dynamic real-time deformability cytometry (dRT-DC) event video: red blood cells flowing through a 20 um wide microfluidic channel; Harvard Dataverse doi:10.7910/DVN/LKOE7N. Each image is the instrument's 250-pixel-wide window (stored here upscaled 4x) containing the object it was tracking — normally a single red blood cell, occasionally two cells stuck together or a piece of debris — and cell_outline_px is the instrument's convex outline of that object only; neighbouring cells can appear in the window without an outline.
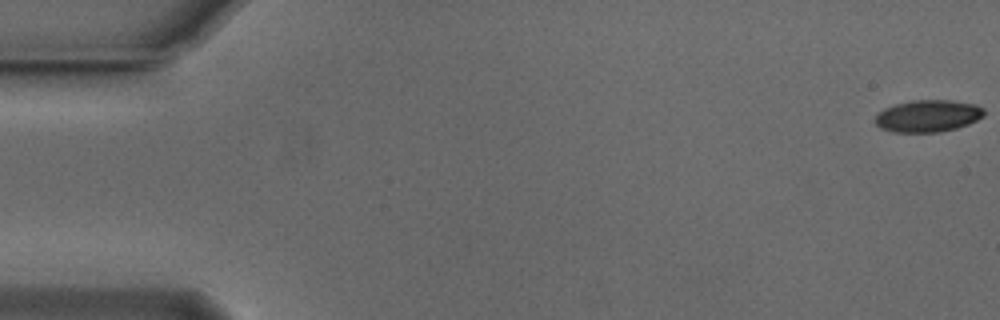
{"species": "Egyptian fruit bat (a non-hibernating species)", "species_latin": "Rousettus aegyptiacus", "temperature_condition": "cold", "stored_images_in_passage": 55, "camera_frame_rate_fps": 3000, "um_per_image_px": 0.085, "animal": {"sex": "male"}, "frame": {"image": 1, "passage_image": 1, "time_ms": 0.0, "image_size_px": [1000, 320], "cell_outline_px": [[984, 116], [968, 124], [956, 128], [940, 132], [892, 132], [880, 128], [876, 124], [876, 116], [884, 108], [896, 104], [912, 100], [948, 100], [976, 104], [984, 108]], "centroid_in_image_um": [78.89, 9.86], "position_along_channel_um": 6.1, "area_um2": 20.29}}
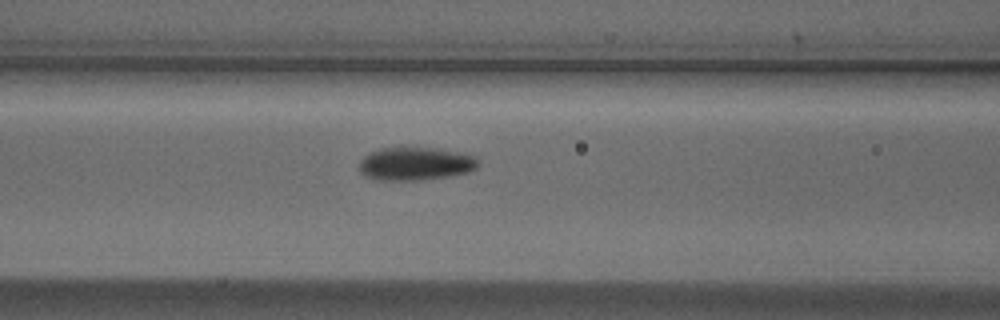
{"frame": {"image": 2, "passage_image": 23, "time_ms": 7.333, "image_size_px": [1000, 320], "cell_outline_px": [[480, 164], [476, 168], [468, 172], [448, 176], [420, 180], [380, 180], [368, 176], [360, 172], [360, 160], [364, 156], [380, 148], [404, 144], [432, 148], [456, 152], [476, 156]], "centroid_in_image_um": [35.3, 13.87], "position_along_channel_um": 131.3, "area_um2": 23.41}}
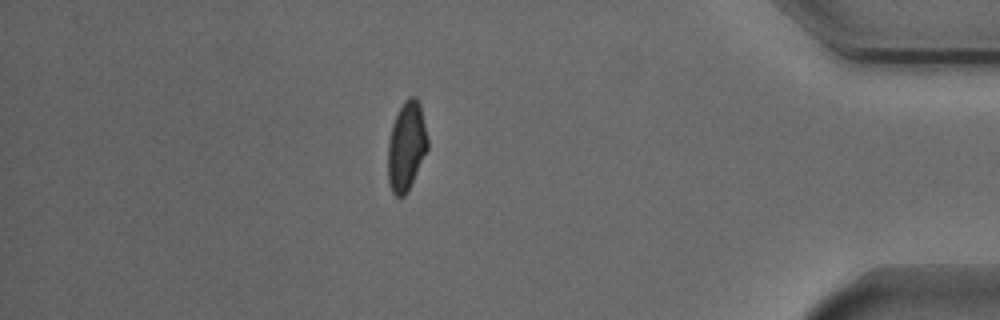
{"frame": {"image": 3, "passage_image": 48, "time_ms": 15.667, "image_size_px": [1000, 320], "cell_outline_px": [[428, 148], [404, 196], [396, 196], [392, 192], [388, 180], [388, 140], [392, 124], [404, 100], [408, 96], [416, 96], [420, 104], [428, 140]], "centroid_in_image_um": [34.53, 12.38], "position_along_channel_um": 400.7, "area_um2": 20.29}, "authors_computed_cell_mechanics": {"area_um2": 21.2704, "velocity_mm_per_s": 3.7451, "shape_relaxation_time_tau1_ms": 2.397, "shape_relaxation_time_tau2_ms": 3.928, "deformation_change_tau1": 0.1033, "deformation_change_tau2": 0.0715}}